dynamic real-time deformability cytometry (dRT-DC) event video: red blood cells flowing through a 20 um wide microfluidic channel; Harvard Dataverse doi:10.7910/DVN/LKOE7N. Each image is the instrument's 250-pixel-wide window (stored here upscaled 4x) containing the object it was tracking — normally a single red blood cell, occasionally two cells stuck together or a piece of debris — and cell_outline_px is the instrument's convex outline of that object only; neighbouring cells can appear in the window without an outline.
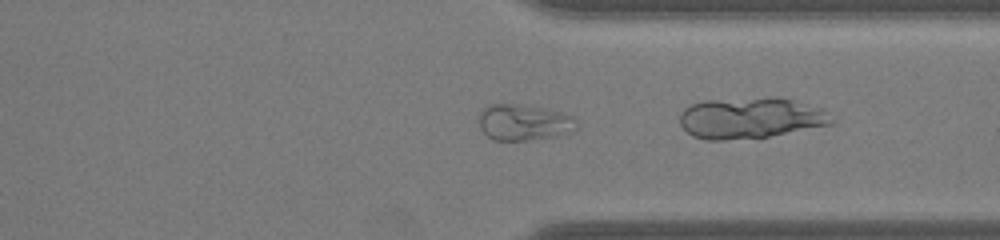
{"species": "common noctule bat (a hibernating species)", "species_latin": "Nyctalus noctula", "temperature_condition": "warm", "stored_images_in_passage": 38, "segment_of_instrument_passage": [1, 2], "camera_frame_rate_fps": 3000, "um_per_image_px": 0.085, "animal": {"sex": "male", "body_mass_g": 19.0, "forearm_length_mm": 50.8}, "frame": {"image": 1, "passage_image": 37, "time_ms": 12.0, "image_size_px": [1000, 240], "cell_outline_px": [[576, 128], [572, 132], [556, 136], [528, 140], [492, 140], [480, 128], [480, 112], [488, 104], [520, 104], [564, 112], [576, 116]], "centroid_in_image_um": [44.56, 10.4], "position_along_channel_um": 366.8, "area_um2": 20.69}}